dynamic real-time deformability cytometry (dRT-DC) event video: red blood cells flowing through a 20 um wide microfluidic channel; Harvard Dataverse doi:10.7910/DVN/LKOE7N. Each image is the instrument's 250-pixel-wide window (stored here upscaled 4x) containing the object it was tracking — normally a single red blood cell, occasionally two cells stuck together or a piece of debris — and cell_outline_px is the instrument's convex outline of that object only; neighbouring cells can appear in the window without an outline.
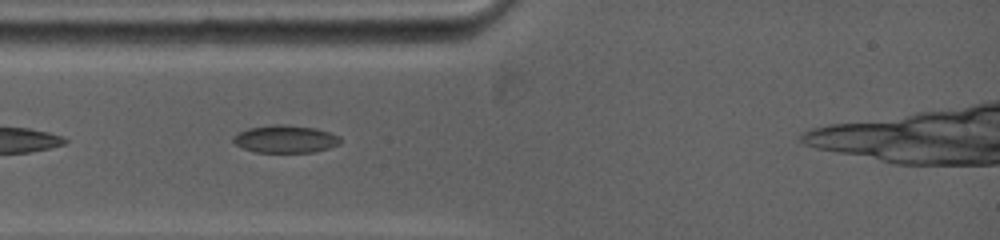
{"species": "common noctule bat (a hibernating species)", "species_latin": "Nyctalus noctula", "temperature_condition": "warm", "stored_images_in_passage": 3, "camera_frame_rate_fps": 5000, "um_per_image_px": 0.085, "animal": {"sex": "female", "body_mass_g": 19.0, "forearm_length_mm": 53.3}, "frame": {"image": 1, "passage_image": 2, "time_ms": 0.2, "image_size_px": [1000, 240], "cell_outline_px": [[344, 140], [340, 144], [328, 148], [312, 152], [256, 152], [244, 148], [236, 144], [232, 140], [232, 136], [248, 128], [272, 124], [284, 124], [316, 128], [340, 136]], "centroid_in_image_um": [24.28, 11.81], "position_along_channel_um": 60.7, "area_um2": 17.28}}